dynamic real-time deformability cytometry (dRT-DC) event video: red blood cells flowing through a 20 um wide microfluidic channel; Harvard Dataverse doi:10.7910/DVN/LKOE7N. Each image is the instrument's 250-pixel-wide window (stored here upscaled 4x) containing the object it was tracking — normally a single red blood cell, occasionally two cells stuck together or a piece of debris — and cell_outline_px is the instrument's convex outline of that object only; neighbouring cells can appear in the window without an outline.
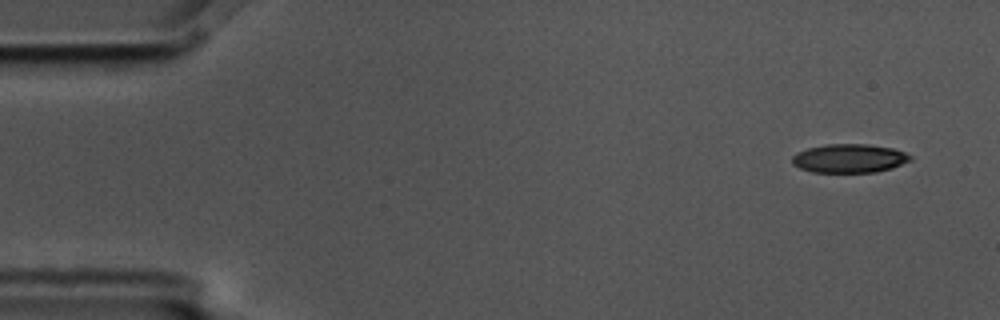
{"species": "common noctule bat (a hibernating species)", "species_latin": "Nyctalus noctula", "temperature_condition": "cold", "stored_images_in_passage": 6, "camera_frame_rate_fps": 3000, "um_per_image_px": 0.085, "animal": {"sex": "male", "body_mass_g": 17.5, "forearm_length_mm": 52.3}, "frame": {"image": 1, "passage_image": 1, "time_ms": 0.0, "image_size_px": [1000, 320], "cell_outline_px": [[912, 160], [892, 168], [876, 172], [812, 172], [800, 168], [792, 164], [792, 156], [796, 152], [808, 148], [824, 144], [868, 144], [892, 148], [904, 152], [912, 156]], "centroid_in_image_um": [72.18, 13.46], "position_along_channel_um": 12.8, "area_um2": 19.88}}
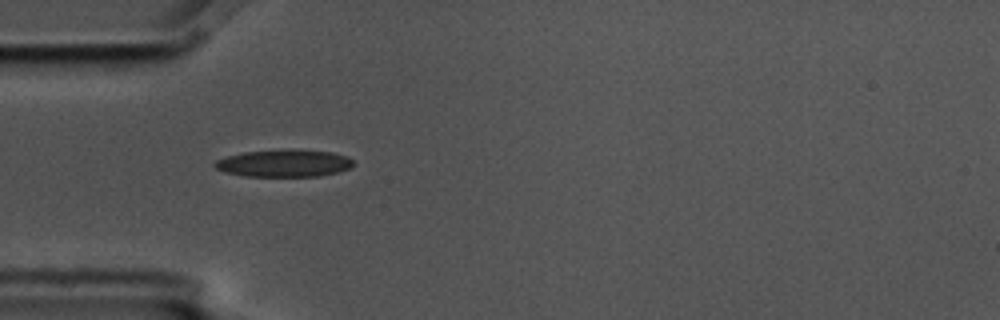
{"frame": {"image": 2, "passage_image": 5, "time_ms": 1.333, "image_size_px": [1000, 320], "cell_outline_px": [[352, 168], [340, 172], [320, 176], [244, 176], [224, 172], [216, 168], [212, 164], [216, 160], [228, 156], [244, 152], [332, 152], [344, 156], [352, 160]], "centroid_in_image_um": [24.12, 13.93], "position_along_channel_um": 60.9, "area_um2": 20.98}}